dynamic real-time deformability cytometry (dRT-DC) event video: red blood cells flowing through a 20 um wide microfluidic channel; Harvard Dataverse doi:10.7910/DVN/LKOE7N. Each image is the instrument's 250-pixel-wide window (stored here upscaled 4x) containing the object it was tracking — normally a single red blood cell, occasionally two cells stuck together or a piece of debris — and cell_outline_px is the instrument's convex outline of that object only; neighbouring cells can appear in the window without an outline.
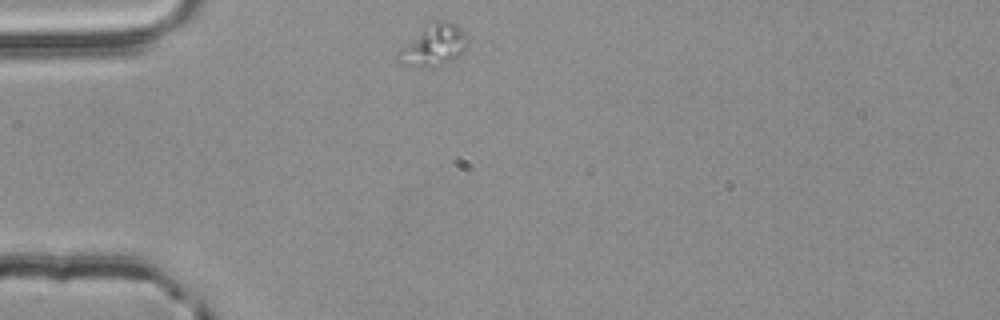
{"species": "common noctule bat (a hibernating species)", "species_latin": "Nyctalus noctula", "temperature_condition": "room temperature", "stored_images_in_passage": 42, "camera_frame_rate_fps": 3000, "um_per_image_px": 0.085, "animal": {"sex": "male", "body_mass_g": 20.4}, "frame": {"image": 1, "passage_image": 1, "time_ms": 0.0, "image_size_px": [1000, 320], "cell_outline_px": [[468, 44], [464, 52], [456, 60], [444, 64], [428, 68], [424, 68], [400, 64], [396, 60], [396, 52], [400, 48], [420, 32], [440, 20], [456, 24], [464, 32], [468, 40]], "centroid_in_image_um": [36.88, 3.93], "position_along_channel_um": 48.1, "area_um2": 16.65}}